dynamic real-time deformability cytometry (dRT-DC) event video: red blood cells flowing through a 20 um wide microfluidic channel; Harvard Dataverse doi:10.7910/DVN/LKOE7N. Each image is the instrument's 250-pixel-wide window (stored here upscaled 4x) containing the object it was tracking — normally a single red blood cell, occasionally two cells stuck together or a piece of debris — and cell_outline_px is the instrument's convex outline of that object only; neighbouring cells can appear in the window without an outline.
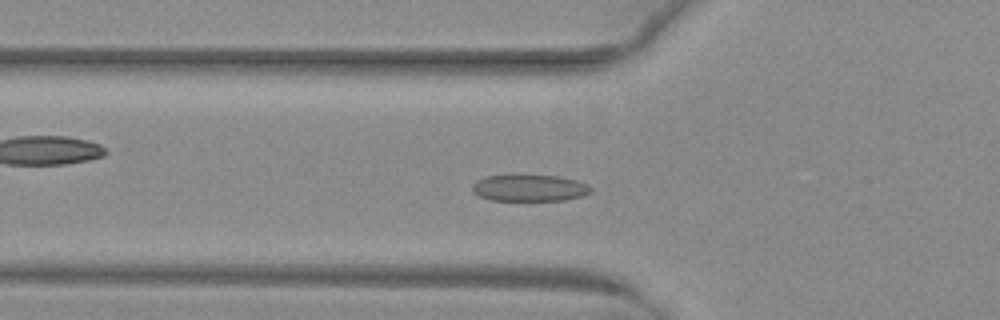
{"species": "common noctule bat (a hibernating species)", "species_latin": "Nyctalus noctula", "temperature_condition": "warm", "stored_images_in_passage": 41, "camera_frame_rate_fps": 3000, "um_per_image_px": 0.085, "animal": {"sex": "female", "body_mass_g": 29.2, "forearm_length_mm": 56.3}, "frame": {"image": 1, "passage_image": 8, "time_ms": 2.333, "image_size_px": [1000, 320], "cell_outline_px": [[592, 192], [580, 196], [564, 200], [492, 200], [480, 196], [472, 192], [472, 184], [476, 180], [484, 176], [560, 176], [576, 180], [588, 184], [592, 188]], "centroid_in_image_um": [45.0, 15.98], "position_along_channel_um": 80.8, "area_um2": 18.21}}
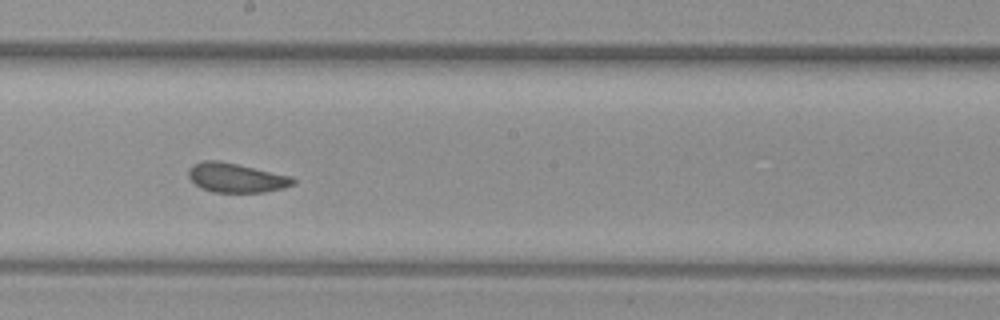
{"frame": {"image": 2, "passage_image": 19, "time_ms": 6.0, "image_size_px": [1000, 320], "cell_outline_px": [[296, 184], [284, 188], [264, 192], [212, 192], [200, 188], [188, 176], [188, 168], [192, 164], [204, 160], [220, 160], [292, 176], [296, 180]], "centroid_in_image_um": [20.08, 15.1], "position_along_channel_um": 228.1, "area_um2": 18.09}}
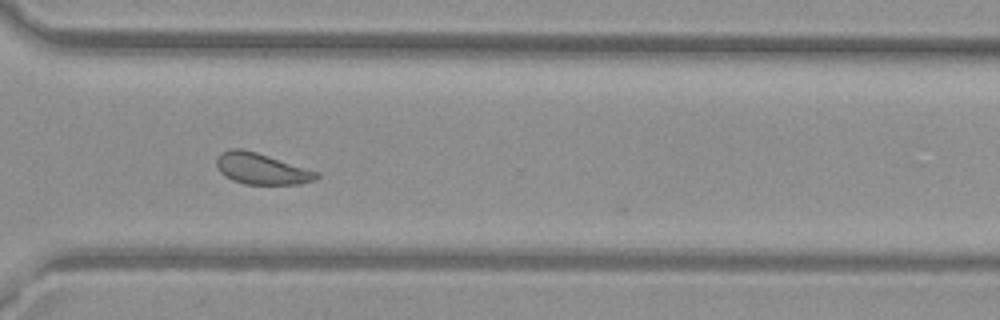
{"frame": {"image": 3, "passage_image": 28, "time_ms": 9.0, "image_size_px": [1000, 320], "cell_outline_px": [[320, 176], [316, 180], [300, 184], [244, 184], [232, 180], [224, 176], [220, 172], [216, 164], [216, 160], [220, 152], [228, 148], [244, 148], [320, 172]], "centroid_in_image_um": [22.22, 14.33], "position_along_channel_um": 348.4, "area_um2": 18.44}, "authors_computed_cell_mechanics": {"area_um2": 18.7272, "velocity_mm_per_s": 4.0085, "shape_relaxation_time_tau1_ms": 3.9858, "shape_relaxation_time_tau2_ms": 1.9381, "deformation_change_tau1": 0.1084, "deformation_change_tau2": 0.0851}}